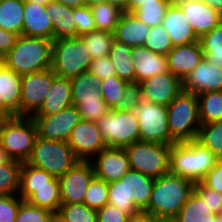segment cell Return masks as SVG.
<instances>
[{"label":"cell","instance_id":"obj_11","mask_svg":"<svg viewBox=\"0 0 222 222\" xmlns=\"http://www.w3.org/2000/svg\"><path fill=\"white\" fill-rule=\"evenodd\" d=\"M56 76L52 69L22 75L21 116H32L41 108Z\"/></svg>","mask_w":222,"mask_h":222},{"label":"cell","instance_id":"obj_44","mask_svg":"<svg viewBox=\"0 0 222 222\" xmlns=\"http://www.w3.org/2000/svg\"><path fill=\"white\" fill-rule=\"evenodd\" d=\"M83 203L95 210L108 204V183L95 176L86 191Z\"/></svg>","mask_w":222,"mask_h":222},{"label":"cell","instance_id":"obj_18","mask_svg":"<svg viewBox=\"0 0 222 222\" xmlns=\"http://www.w3.org/2000/svg\"><path fill=\"white\" fill-rule=\"evenodd\" d=\"M182 82L183 90L196 95L210 91H222V68L203 57Z\"/></svg>","mask_w":222,"mask_h":222},{"label":"cell","instance_id":"obj_21","mask_svg":"<svg viewBox=\"0 0 222 222\" xmlns=\"http://www.w3.org/2000/svg\"><path fill=\"white\" fill-rule=\"evenodd\" d=\"M22 75L0 61V104L11 114L21 116Z\"/></svg>","mask_w":222,"mask_h":222},{"label":"cell","instance_id":"obj_25","mask_svg":"<svg viewBox=\"0 0 222 222\" xmlns=\"http://www.w3.org/2000/svg\"><path fill=\"white\" fill-rule=\"evenodd\" d=\"M151 27L140 21L133 13L123 12L113 32L114 40L131 47L143 46Z\"/></svg>","mask_w":222,"mask_h":222},{"label":"cell","instance_id":"obj_14","mask_svg":"<svg viewBox=\"0 0 222 222\" xmlns=\"http://www.w3.org/2000/svg\"><path fill=\"white\" fill-rule=\"evenodd\" d=\"M67 143L79 161H90L107 147L97 123L86 120L73 128Z\"/></svg>","mask_w":222,"mask_h":222},{"label":"cell","instance_id":"obj_15","mask_svg":"<svg viewBox=\"0 0 222 222\" xmlns=\"http://www.w3.org/2000/svg\"><path fill=\"white\" fill-rule=\"evenodd\" d=\"M142 100L168 106L183 90V82L169 71L147 78L139 83Z\"/></svg>","mask_w":222,"mask_h":222},{"label":"cell","instance_id":"obj_19","mask_svg":"<svg viewBox=\"0 0 222 222\" xmlns=\"http://www.w3.org/2000/svg\"><path fill=\"white\" fill-rule=\"evenodd\" d=\"M203 57L200 41L173 46L166 55L168 71L183 81Z\"/></svg>","mask_w":222,"mask_h":222},{"label":"cell","instance_id":"obj_27","mask_svg":"<svg viewBox=\"0 0 222 222\" xmlns=\"http://www.w3.org/2000/svg\"><path fill=\"white\" fill-rule=\"evenodd\" d=\"M46 11L53 24V40L76 37L73 8L52 0L46 5Z\"/></svg>","mask_w":222,"mask_h":222},{"label":"cell","instance_id":"obj_47","mask_svg":"<svg viewBox=\"0 0 222 222\" xmlns=\"http://www.w3.org/2000/svg\"><path fill=\"white\" fill-rule=\"evenodd\" d=\"M77 106L82 120L99 121L111 108L103 99L83 100V102H73Z\"/></svg>","mask_w":222,"mask_h":222},{"label":"cell","instance_id":"obj_22","mask_svg":"<svg viewBox=\"0 0 222 222\" xmlns=\"http://www.w3.org/2000/svg\"><path fill=\"white\" fill-rule=\"evenodd\" d=\"M22 35L53 40V24L46 6L24 0Z\"/></svg>","mask_w":222,"mask_h":222},{"label":"cell","instance_id":"obj_17","mask_svg":"<svg viewBox=\"0 0 222 222\" xmlns=\"http://www.w3.org/2000/svg\"><path fill=\"white\" fill-rule=\"evenodd\" d=\"M183 11L198 38L222 23V13L203 0H173Z\"/></svg>","mask_w":222,"mask_h":222},{"label":"cell","instance_id":"obj_50","mask_svg":"<svg viewBox=\"0 0 222 222\" xmlns=\"http://www.w3.org/2000/svg\"><path fill=\"white\" fill-rule=\"evenodd\" d=\"M21 200L18 194L0 196V222H16Z\"/></svg>","mask_w":222,"mask_h":222},{"label":"cell","instance_id":"obj_9","mask_svg":"<svg viewBox=\"0 0 222 222\" xmlns=\"http://www.w3.org/2000/svg\"><path fill=\"white\" fill-rule=\"evenodd\" d=\"M96 123L108 147L125 148L140 141L135 111L111 109Z\"/></svg>","mask_w":222,"mask_h":222},{"label":"cell","instance_id":"obj_48","mask_svg":"<svg viewBox=\"0 0 222 222\" xmlns=\"http://www.w3.org/2000/svg\"><path fill=\"white\" fill-rule=\"evenodd\" d=\"M73 15L76 25V37L96 31L95 21L89 6L73 8Z\"/></svg>","mask_w":222,"mask_h":222},{"label":"cell","instance_id":"obj_33","mask_svg":"<svg viewBox=\"0 0 222 222\" xmlns=\"http://www.w3.org/2000/svg\"><path fill=\"white\" fill-rule=\"evenodd\" d=\"M97 31L113 33L124 10L109 2L99 3L90 7Z\"/></svg>","mask_w":222,"mask_h":222},{"label":"cell","instance_id":"obj_1","mask_svg":"<svg viewBox=\"0 0 222 222\" xmlns=\"http://www.w3.org/2000/svg\"><path fill=\"white\" fill-rule=\"evenodd\" d=\"M194 185L193 181L170 172L155 178L151 198L144 211L155 218L177 216L194 191Z\"/></svg>","mask_w":222,"mask_h":222},{"label":"cell","instance_id":"obj_49","mask_svg":"<svg viewBox=\"0 0 222 222\" xmlns=\"http://www.w3.org/2000/svg\"><path fill=\"white\" fill-rule=\"evenodd\" d=\"M194 191L204 200L208 211L219 214L222 210V194L207 188L202 182L194 185Z\"/></svg>","mask_w":222,"mask_h":222},{"label":"cell","instance_id":"obj_53","mask_svg":"<svg viewBox=\"0 0 222 222\" xmlns=\"http://www.w3.org/2000/svg\"><path fill=\"white\" fill-rule=\"evenodd\" d=\"M129 215L111 204L97 210V222H128Z\"/></svg>","mask_w":222,"mask_h":222},{"label":"cell","instance_id":"obj_57","mask_svg":"<svg viewBox=\"0 0 222 222\" xmlns=\"http://www.w3.org/2000/svg\"><path fill=\"white\" fill-rule=\"evenodd\" d=\"M128 222H156V218L148 212L139 211L137 214L131 215Z\"/></svg>","mask_w":222,"mask_h":222},{"label":"cell","instance_id":"obj_4","mask_svg":"<svg viewBox=\"0 0 222 222\" xmlns=\"http://www.w3.org/2000/svg\"><path fill=\"white\" fill-rule=\"evenodd\" d=\"M170 136L176 143L196 140L201 121L197 95L182 90L167 106Z\"/></svg>","mask_w":222,"mask_h":222},{"label":"cell","instance_id":"obj_7","mask_svg":"<svg viewBox=\"0 0 222 222\" xmlns=\"http://www.w3.org/2000/svg\"><path fill=\"white\" fill-rule=\"evenodd\" d=\"M131 170L152 178L170 172L171 145L158 142L136 141L125 147Z\"/></svg>","mask_w":222,"mask_h":222},{"label":"cell","instance_id":"obj_61","mask_svg":"<svg viewBox=\"0 0 222 222\" xmlns=\"http://www.w3.org/2000/svg\"><path fill=\"white\" fill-rule=\"evenodd\" d=\"M110 4L117 5L127 12V0H107Z\"/></svg>","mask_w":222,"mask_h":222},{"label":"cell","instance_id":"obj_60","mask_svg":"<svg viewBox=\"0 0 222 222\" xmlns=\"http://www.w3.org/2000/svg\"><path fill=\"white\" fill-rule=\"evenodd\" d=\"M11 160L6 151L2 148V144L0 142V165L6 164Z\"/></svg>","mask_w":222,"mask_h":222},{"label":"cell","instance_id":"obj_6","mask_svg":"<svg viewBox=\"0 0 222 222\" xmlns=\"http://www.w3.org/2000/svg\"><path fill=\"white\" fill-rule=\"evenodd\" d=\"M26 162L59 178L79 160L66 141H53L37 137L31 156Z\"/></svg>","mask_w":222,"mask_h":222},{"label":"cell","instance_id":"obj_59","mask_svg":"<svg viewBox=\"0 0 222 222\" xmlns=\"http://www.w3.org/2000/svg\"><path fill=\"white\" fill-rule=\"evenodd\" d=\"M209 6L213 7L214 9L220 11L222 13V0H203Z\"/></svg>","mask_w":222,"mask_h":222},{"label":"cell","instance_id":"obj_51","mask_svg":"<svg viewBox=\"0 0 222 222\" xmlns=\"http://www.w3.org/2000/svg\"><path fill=\"white\" fill-rule=\"evenodd\" d=\"M125 93L117 109L122 111H135L142 100L140 84L138 82H127L125 85Z\"/></svg>","mask_w":222,"mask_h":222},{"label":"cell","instance_id":"obj_16","mask_svg":"<svg viewBox=\"0 0 222 222\" xmlns=\"http://www.w3.org/2000/svg\"><path fill=\"white\" fill-rule=\"evenodd\" d=\"M96 177L107 183L120 180L130 169L125 148L105 147L91 160Z\"/></svg>","mask_w":222,"mask_h":222},{"label":"cell","instance_id":"obj_40","mask_svg":"<svg viewBox=\"0 0 222 222\" xmlns=\"http://www.w3.org/2000/svg\"><path fill=\"white\" fill-rule=\"evenodd\" d=\"M22 164L23 162L11 159L0 165V196L18 194Z\"/></svg>","mask_w":222,"mask_h":222},{"label":"cell","instance_id":"obj_37","mask_svg":"<svg viewBox=\"0 0 222 222\" xmlns=\"http://www.w3.org/2000/svg\"><path fill=\"white\" fill-rule=\"evenodd\" d=\"M196 141L222 159V120L202 124Z\"/></svg>","mask_w":222,"mask_h":222},{"label":"cell","instance_id":"obj_64","mask_svg":"<svg viewBox=\"0 0 222 222\" xmlns=\"http://www.w3.org/2000/svg\"><path fill=\"white\" fill-rule=\"evenodd\" d=\"M84 2H85V6L91 7L99 3L107 2V0H84Z\"/></svg>","mask_w":222,"mask_h":222},{"label":"cell","instance_id":"obj_23","mask_svg":"<svg viewBox=\"0 0 222 222\" xmlns=\"http://www.w3.org/2000/svg\"><path fill=\"white\" fill-rule=\"evenodd\" d=\"M131 55L138 83L168 71L166 56L154 53L144 45L132 47Z\"/></svg>","mask_w":222,"mask_h":222},{"label":"cell","instance_id":"obj_13","mask_svg":"<svg viewBox=\"0 0 222 222\" xmlns=\"http://www.w3.org/2000/svg\"><path fill=\"white\" fill-rule=\"evenodd\" d=\"M94 177V168L90 161H79L59 177L62 204L83 203Z\"/></svg>","mask_w":222,"mask_h":222},{"label":"cell","instance_id":"obj_20","mask_svg":"<svg viewBox=\"0 0 222 222\" xmlns=\"http://www.w3.org/2000/svg\"><path fill=\"white\" fill-rule=\"evenodd\" d=\"M162 25L168 32L173 46L199 41L187 17L174 1L171 2L165 12Z\"/></svg>","mask_w":222,"mask_h":222},{"label":"cell","instance_id":"obj_8","mask_svg":"<svg viewBox=\"0 0 222 222\" xmlns=\"http://www.w3.org/2000/svg\"><path fill=\"white\" fill-rule=\"evenodd\" d=\"M92 58L79 37L53 40L51 69L62 78H73L89 70Z\"/></svg>","mask_w":222,"mask_h":222},{"label":"cell","instance_id":"obj_58","mask_svg":"<svg viewBox=\"0 0 222 222\" xmlns=\"http://www.w3.org/2000/svg\"><path fill=\"white\" fill-rule=\"evenodd\" d=\"M70 8H79L85 6L84 0H53Z\"/></svg>","mask_w":222,"mask_h":222},{"label":"cell","instance_id":"obj_5","mask_svg":"<svg viewBox=\"0 0 222 222\" xmlns=\"http://www.w3.org/2000/svg\"><path fill=\"white\" fill-rule=\"evenodd\" d=\"M37 137V128L31 116L12 115L0 122V142L12 160L26 162Z\"/></svg>","mask_w":222,"mask_h":222},{"label":"cell","instance_id":"obj_29","mask_svg":"<svg viewBox=\"0 0 222 222\" xmlns=\"http://www.w3.org/2000/svg\"><path fill=\"white\" fill-rule=\"evenodd\" d=\"M132 47L125 43L113 40L109 57L114 66L116 75L127 82H136V71L131 55Z\"/></svg>","mask_w":222,"mask_h":222},{"label":"cell","instance_id":"obj_10","mask_svg":"<svg viewBox=\"0 0 222 222\" xmlns=\"http://www.w3.org/2000/svg\"><path fill=\"white\" fill-rule=\"evenodd\" d=\"M135 113L139 122L140 141L166 145L176 143L170 136L167 106L141 100Z\"/></svg>","mask_w":222,"mask_h":222},{"label":"cell","instance_id":"obj_43","mask_svg":"<svg viewBox=\"0 0 222 222\" xmlns=\"http://www.w3.org/2000/svg\"><path fill=\"white\" fill-rule=\"evenodd\" d=\"M144 46L148 50L164 56L173 48L171 38L162 24L151 27Z\"/></svg>","mask_w":222,"mask_h":222},{"label":"cell","instance_id":"obj_66","mask_svg":"<svg viewBox=\"0 0 222 222\" xmlns=\"http://www.w3.org/2000/svg\"><path fill=\"white\" fill-rule=\"evenodd\" d=\"M213 222H222V218L219 214H216Z\"/></svg>","mask_w":222,"mask_h":222},{"label":"cell","instance_id":"obj_35","mask_svg":"<svg viewBox=\"0 0 222 222\" xmlns=\"http://www.w3.org/2000/svg\"><path fill=\"white\" fill-rule=\"evenodd\" d=\"M27 201L56 214L62 204L59 179L55 177L51 181V187L34 188V194Z\"/></svg>","mask_w":222,"mask_h":222},{"label":"cell","instance_id":"obj_56","mask_svg":"<svg viewBox=\"0 0 222 222\" xmlns=\"http://www.w3.org/2000/svg\"><path fill=\"white\" fill-rule=\"evenodd\" d=\"M173 0H127V12L133 13L142 3H171Z\"/></svg>","mask_w":222,"mask_h":222},{"label":"cell","instance_id":"obj_42","mask_svg":"<svg viewBox=\"0 0 222 222\" xmlns=\"http://www.w3.org/2000/svg\"><path fill=\"white\" fill-rule=\"evenodd\" d=\"M127 81L120 79L117 75L101 80V93L103 100L111 109H117L125 93Z\"/></svg>","mask_w":222,"mask_h":222},{"label":"cell","instance_id":"obj_3","mask_svg":"<svg viewBox=\"0 0 222 222\" xmlns=\"http://www.w3.org/2000/svg\"><path fill=\"white\" fill-rule=\"evenodd\" d=\"M219 158L196 140L171 145L170 173L201 182Z\"/></svg>","mask_w":222,"mask_h":222},{"label":"cell","instance_id":"obj_30","mask_svg":"<svg viewBox=\"0 0 222 222\" xmlns=\"http://www.w3.org/2000/svg\"><path fill=\"white\" fill-rule=\"evenodd\" d=\"M73 102H83V100L103 99L100 91L101 80L86 71L70 79Z\"/></svg>","mask_w":222,"mask_h":222},{"label":"cell","instance_id":"obj_55","mask_svg":"<svg viewBox=\"0 0 222 222\" xmlns=\"http://www.w3.org/2000/svg\"><path fill=\"white\" fill-rule=\"evenodd\" d=\"M18 35L0 28V60L15 45Z\"/></svg>","mask_w":222,"mask_h":222},{"label":"cell","instance_id":"obj_24","mask_svg":"<svg viewBox=\"0 0 222 222\" xmlns=\"http://www.w3.org/2000/svg\"><path fill=\"white\" fill-rule=\"evenodd\" d=\"M73 105L70 78L56 76L41 108L32 116H48Z\"/></svg>","mask_w":222,"mask_h":222},{"label":"cell","instance_id":"obj_45","mask_svg":"<svg viewBox=\"0 0 222 222\" xmlns=\"http://www.w3.org/2000/svg\"><path fill=\"white\" fill-rule=\"evenodd\" d=\"M171 3H142L133 14L147 26L161 25L165 12Z\"/></svg>","mask_w":222,"mask_h":222},{"label":"cell","instance_id":"obj_36","mask_svg":"<svg viewBox=\"0 0 222 222\" xmlns=\"http://www.w3.org/2000/svg\"><path fill=\"white\" fill-rule=\"evenodd\" d=\"M78 37L82 40L92 59L109 55L114 40L113 33L97 30L81 34Z\"/></svg>","mask_w":222,"mask_h":222},{"label":"cell","instance_id":"obj_39","mask_svg":"<svg viewBox=\"0 0 222 222\" xmlns=\"http://www.w3.org/2000/svg\"><path fill=\"white\" fill-rule=\"evenodd\" d=\"M58 222H97V210L84 203L61 204L56 213Z\"/></svg>","mask_w":222,"mask_h":222},{"label":"cell","instance_id":"obj_41","mask_svg":"<svg viewBox=\"0 0 222 222\" xmlns=\"http://www.w3.org/2000/svg\"><path fill=\"white\" fill-rule=\"evenodd\" d=\"M108 204L115 206L129 216L139 212L133 199L128 196L125 183L120 180L108 183Z\"/></svg>","mask_w":222,"mask_h":222},{"label":"cell","instance_id":"obj_63","mask_svg":"<svg viewBox=\"0 0 222 222\" xmlns=\"http://www.w3.org/2000/svg\"><path fill=\"white\" fill-rule=\"evenodd\" d=\"M12 115L0 104V122L4 119L11 117Z\"/></svg>","mask_w":222,"mask_h":222},{"label":"cell","instance_id":"obj_38","mask_svg":"<svg viewBox=\"0 0 222 222\" xmlns=\"http://www.w3.org/2000/svg\"><path fill=\"white\" fill-rule=\"evenodd\" d=\"M199 41L204 58L222 68V23L203 34Z\"/></svg>","mask_w":222,"mask_h":222},{"label":"cell","instance_id":"obj_62","mask_svg":"<svg viewBox=\"0 0 222 222\" xmlns=\"http://www.w3.org/2000/svg\"><path fill=\"white\" fill-rule=\"evenodd\" d=\"M156 222H180L176 216L156 218Z\"/></svg>","mask_w":222,"mask_h":222},{"label":"cell","instance_id":"obj_28","mask_svg":"<svg viewBox=\"0 0 222 222\" xmlns=\"http://www.w3.org/2000/svg\"><path fill=\"white\" fill-rule=\"evenodd\" d=\"M55 177L43 169L23 162L20 171V188L18 196L22 200H28L34 194V188L51 187V181Z\"/></svg>","mask_w":222,"mask_h":222},{"label":"cell","instance_id":"obj_2","mask_svg":"<svg viewBox=\"0 0 222 222\" xmlns=\"http://www.w3.org/2000/svg\"><path fill=\"white\" fill-rule=\"evenodd\" d=\"M53 40L20 35L1 59L19 75L51 69Z\"/></svg>","mask_w":222,"mask_h":222},{"label":"cell","instance_id":"obj_52","mask_svg":"<svg viewBox=\"0 0 222 222\" xmlns=\"http://www.w3.org/2000/svg\"><path fill=\"white\" fill-rule=\"evenodd\" d=\"M88 71L98 77L100 80H104L116 75L114 66L112 65L108 55L101 58L92 59Z\"/></svg>","mask_w":222,"mask_h":222},{"label":"cell","instance_id":"obj_65","mask_svg":"<svg viewBox=\"0 0 222 222\" xmlns=\"http://www.w3.org/2000/svg\"><path fill=\"white\" fill-rule=\"evenodd\" d=\"M26 1H30L38 5L46 6L52 0H26Z\"/></svg>","mask_w":222,"mask_h":222},{"label":"cell","instance_id":"obj_34","mask_svg":"<svg viewBox=\"0 0 222 222\" xmlns=\"http://www.w3.org/2000/svg\"><path fill=\"white\" fill-rule=\"evenodd\" d=\"M197 98L201 125L222 120V91L205 92Z\"/></svg>","mask_w":222,"mask_h":222},{"label":"cell","instance_id":"obj_12","mask_svg":"<svg viewBox=\"0 0 222 222\" xmlns=\"http://www.w3.org/2000/svg\"><path fill=\"white\" fill-rule=\"evenodd\" d=\"M31 117L35 122L38 137L66 142L73 128L82 120L75 105L48 116Z\"/></svg>","mask_w":222,"mask_h":222},{"label":"cell","instance_id":"obj_54","mask_svg":"<svg viewBox=\"0 0 222 222\" xmlns=\"http://www.w3.org/2000/svg\"><path fill=\"white\" fill-rule=\"evenodd\" d=\"M207 188L222 194V159L216 161L215 166L201 181Z\"/></svg>","mask_w":222,"mask_h":222},{"label":"cell","instance_id":"obj_31","mask_svg":"<svg viewBox=\"0 0 222 222\" xmlns=\"http://www.w3.org/2000/svg\"><path fill=\"white\" fill-rule=\"evenodd\" d=\"M24 0H0V28L22 35Z\"/></svg>","mask_w":222,"mask_h":222},{"label":"cell","instance_id":"obj_46","mask_svg":"<svg viewBox=\"0 0 222 222\" xmlns=\"http://www.w3.org/2000/svg\"><path fill=\"white\" fill-rule=\"evenodd\" d=\"M55 220L54 212L21 200L16 222H54Z\"/></svg>","mask_w":222,"mask_h":222},{"label":"cell","instance_id":"obj_32","mask_svg":"<svg viewBox=\"0 0 222 222\" xmlns=\"http://www.w3.org/2000/svg\"><path fill=\"white\" fill-rule=\"evenodd\" d=\"M215 215L207 210L204 200L193 191L176 217L180 222H213Z\"/></svg>","mask_w":222,"mask_h":222},{"label":"cell","instance_id":"obj_26","mask_svg":"<svg viewBox=\"0 0 222 222\" xmlns=\"http://www.w3.org/2000/svg\"><path fill=\"white\" fill-rule=\"evenodd\" d=\"M155 178L140 172L129 170L120 181L125 183L130 199H133L139 211H144L150 201Z\"/></svg>","mask_w":222,"mask_h":222}]
</instances>
